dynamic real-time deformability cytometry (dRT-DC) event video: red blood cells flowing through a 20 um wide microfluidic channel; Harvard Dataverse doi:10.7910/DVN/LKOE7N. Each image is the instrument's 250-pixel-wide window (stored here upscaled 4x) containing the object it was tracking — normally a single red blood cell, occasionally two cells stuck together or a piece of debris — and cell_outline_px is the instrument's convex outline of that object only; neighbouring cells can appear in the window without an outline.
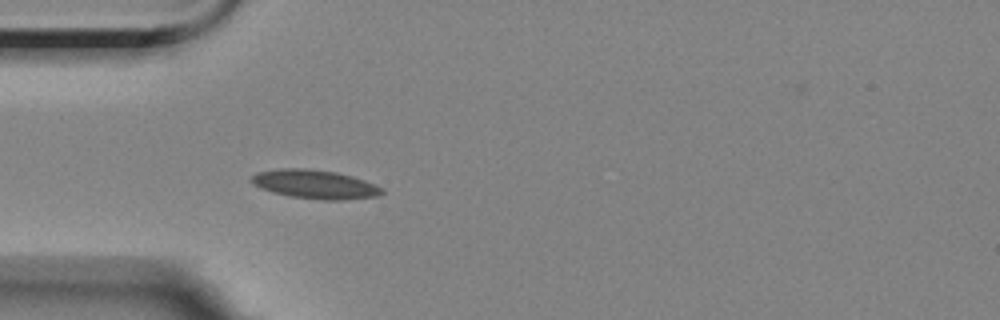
{"species": "Egyptian fruit bat (a non-hibernating species)", "species_latin": "Rousettus aegyptiacus", "temperature_condition": "room temperature", "stored_images_in_passage": 5, "camera_frame_rate_fps": 3000, "um_per_image_px": 0.085, "animal": {"sex": "female"}, "frame": {"image": 1, "passage_image": 5, "time_ms": 4.333, "image_size_px": [1000, 320], "cell_outline_px": [[384, 192], [380, 196], [344, 200], [320, 200], [288, 196], [272, 192], [260, 188], [252, 184], [248, 180], [256, 172], [280, 168], [304, 168], [336, 172], [352, 176], [364, 180], [384, 188]], "centroid_in_image_um": [26.76, 15.67], "position_along_channel_um": 58.2, "area_um2": 22.25}}